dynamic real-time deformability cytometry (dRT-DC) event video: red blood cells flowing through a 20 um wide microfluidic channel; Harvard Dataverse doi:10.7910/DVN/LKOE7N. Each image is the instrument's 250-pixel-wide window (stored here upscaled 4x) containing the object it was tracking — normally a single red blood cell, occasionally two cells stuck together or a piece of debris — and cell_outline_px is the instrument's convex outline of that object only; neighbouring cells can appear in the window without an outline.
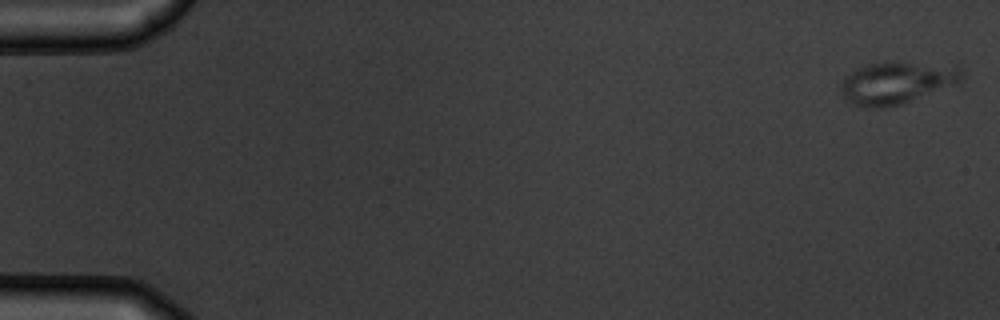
{"species": "common noctule bat (a hibernating species)", "species_latin": "Nyctalus noctula", "temperature_condition": "warm", "stored_images_in_passage": 8, "camera_frame_rate_fps": 3000, "um_per_image_px": 0.085, "animal": {"sex": "male", "body_mass_g": 19.5, "forearm_length_mm": 54.6}, "frame": {"image": 1, "passage_image": 1, "time_ms": 0.0, "image_size_px": [1000, 320], "cell_outline_px": [[964, 80], [956, 84], [904, 104], [880, 108], [864, 108], [852, 104], [844, 100], [840, 88], [840, 84], [844, 76], [868, 64], [912, 64], [960, 68], [964, 72]], "centroid_in_image_um": [76.16, 7.11], "position_along_channel_um": 8.8, "area_um2": 29.02}}